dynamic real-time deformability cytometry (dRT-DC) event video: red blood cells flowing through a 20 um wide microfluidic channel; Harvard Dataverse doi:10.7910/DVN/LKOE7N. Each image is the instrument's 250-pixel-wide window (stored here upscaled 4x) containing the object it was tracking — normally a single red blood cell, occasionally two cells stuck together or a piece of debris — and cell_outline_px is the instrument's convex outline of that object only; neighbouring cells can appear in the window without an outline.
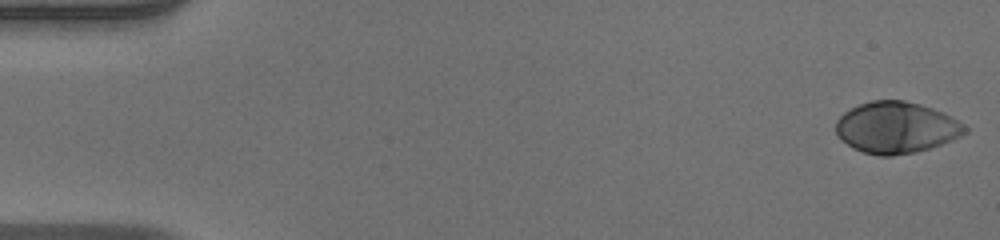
{"species": "human", "species_latin": "Homo sapiens", "temperature_condition": "warm", "stored_images_in_passage": 52, "camera_frame_rate_fps": 3000, "um_per_image_px": 0.085, "donor": {"sex": "male"}, "frame": {"image": 1, "passage_image": 1, "time_ms": 0.0, "image_size_px": [1000, 240], "cell_outline_px": [[968, 132], [952, 140], [916, 152], [892, 156], [880, 156], [864, 152], [852, 148], [840, 140], [836, 132], [836, 120], [844, 112], [860, 104], [872, 100], [904, 100], [920, 104], [944, 112], [952, 116], [964, 124], [968, 128]], "centroid_in_image_um": [76.18, 10.84], "position_along_channel_um": 8.8, "area_um2": 38.84}}
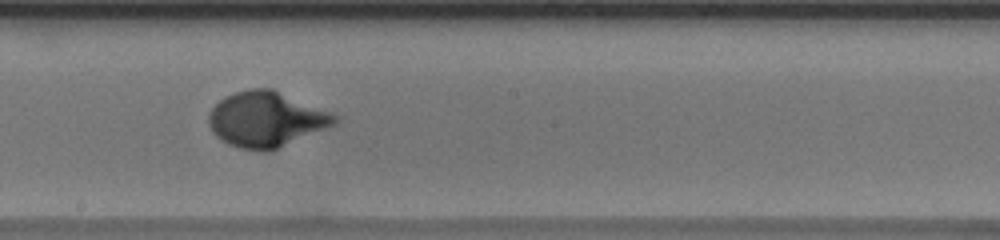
{"frame": {"image": 2, "passage_image": 29, "time_ms": 9.333, "image_size_px": [1000, 240], "cell_outline_px": [[340, 120], [336, 124], [268, 152], [260, 152], [240, 148], [228, 144], [216, 136], [212, 132], [208, 124], [208, 116], [212, 108], [224, 96], [236, 92], [252, 88], [272, 88], [340, 116]], "centroid_in_image_um": [22.62, 10.15], "position_along_channel_um": 225.6, "area_um2": 40.69}}
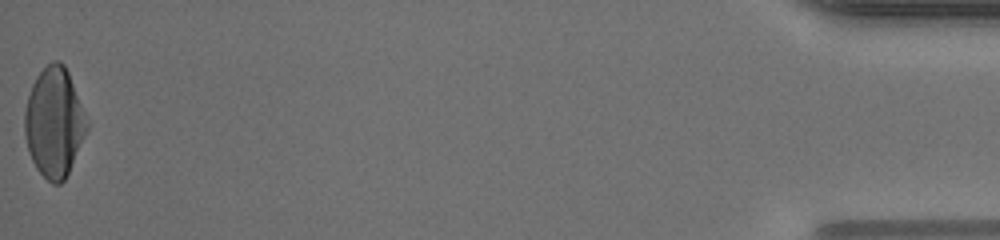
{"frame": {"image": 3, "passage_image": 52, "time_ms": 17.0, "image_size_px": [1000, 240], "cell_outline_px": [[88, 128], [68, 172], [64, 180], [60, 184], [52, 184], [36, 168], [32, 160], [24, 136], [24, 112], [28, 96], [32, 84], [36, 76], [52, 60], [60, 60], [64, 64], [68, 72], [88, 124]], "centroid_in_image_um": [4.58, 10.39], "position_along_channel_um": 430.6, "area_um2": 39.13}, "authors_computed_cell_mechanics": {"area_um2": 37.9168, "velocity_mm_per_s": 3.9382, "shape_relaxation_time_tau1_ms": 3.0261, "shape_relaxation_time_tau2_ms": null, "deformation_change_tau1": 0.2136, "deformation_change_tau2": null}}